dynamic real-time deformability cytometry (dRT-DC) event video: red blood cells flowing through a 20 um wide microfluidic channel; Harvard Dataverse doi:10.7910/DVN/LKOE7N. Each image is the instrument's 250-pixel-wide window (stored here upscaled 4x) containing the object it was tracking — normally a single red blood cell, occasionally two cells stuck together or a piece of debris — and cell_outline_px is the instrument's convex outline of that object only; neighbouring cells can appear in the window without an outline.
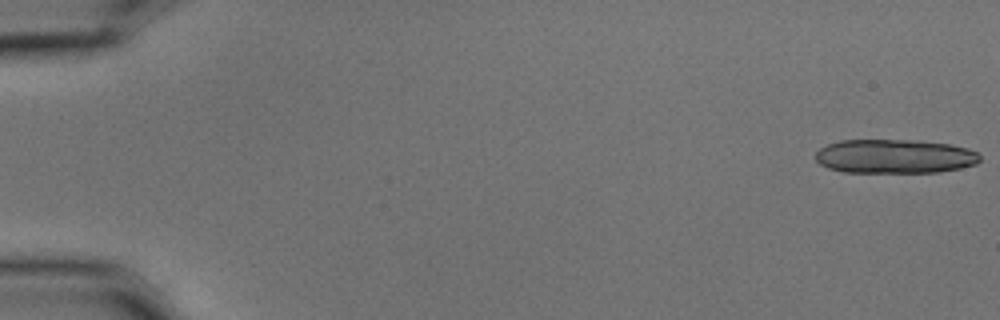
{"species": "common noctule bat (a hibernating species)", "species_latin": "Nyctalus noctula", "temperature_condition": "cold", "stored_images_in_passage": 6, "camera_frame_rate_fps": 3000, "um_per_image_px": 0.085, "animal": {"sex": "male", "body_mass_g": 15.6}, "frame": {"image": 1, "passage_image": 1, "time_ms": 0.0, "image_size_px": [1000, 320], "cell_outline_px": [[980, 160], [976, 164], [960, 168], [940, 172], [844, 172], [828, 168], [820, 164], [816, 160], [816, 152], [820, 148], [828, 144], [840, 140], [920, 140], [948, 144], [968, 148], [980, 152]], "centroid_in_image_um": [76.07, 13.28], "position_along_channel_um": 8.9, "area_um2": 32.83}}
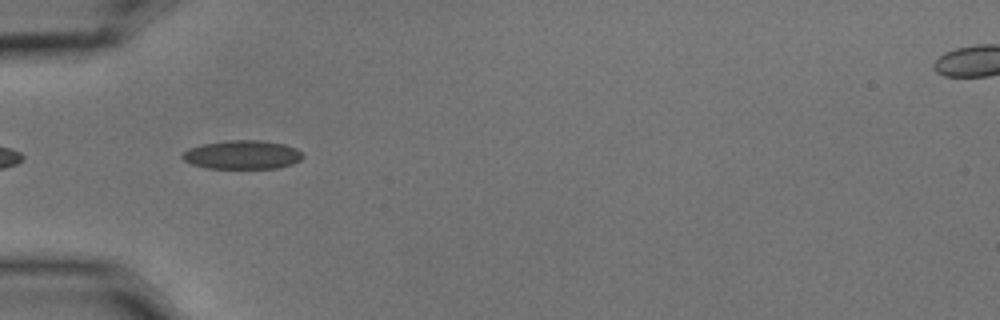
{"frame": {"image": 2, "passage_image": 5, "time_ms": 1.333, "image_size_px": [1000, 320], "cell_outline_px": [[304, 156], [300, 160], [292, 164], [276, 168], [208, 168], [192, 164], [184, 160], [180, 156], [188, 148], [204, 144], [228, 140], [260, 140], [284, 144], [296, 148]], "centroid_in_image_um": [20.59, 13.15], "position_along_channel_um": 64.4, "area_um2": 20.06}}